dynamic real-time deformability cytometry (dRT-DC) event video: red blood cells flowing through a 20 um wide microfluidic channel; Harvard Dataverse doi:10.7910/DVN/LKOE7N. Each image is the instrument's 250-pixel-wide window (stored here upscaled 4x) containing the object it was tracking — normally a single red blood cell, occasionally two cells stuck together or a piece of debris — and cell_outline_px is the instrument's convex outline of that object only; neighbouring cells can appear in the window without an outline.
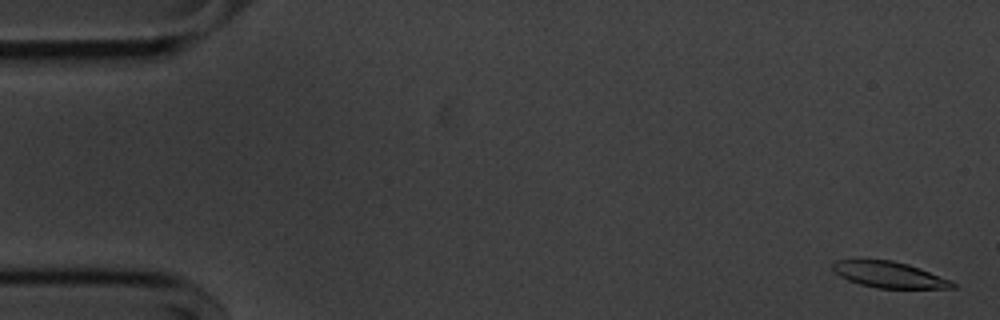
{"species": "common noctule bat (a hibernating species)", "species_latin": "Nyctalus noctula", "temperature_condition": "cold", "stored_images_in_passage": 11, "camera_frame_rate_fps": 3000, "um_per_image_px": 0.085, "animal": {"sex": "male", "body_mass_g": 20.1, "forearm_length_mm": 53.5}, "frame": {"image": 1, "passage_image": 2, "time_ms": 0.333, "image_size_px": [1000, 320], "cell_outline_px": [[956, 288], [876, 288], [860, 284], [848, 280], [840, 276], [832, 268], [832, 264], [836, 260], [892, 260], [908, 264], [920, 268], [952, 280], [956, 284]], "centroid_in_image_um": [75.62, 23.35], "position_along_channel_um": 9.4, "area_um2": 18.15}}